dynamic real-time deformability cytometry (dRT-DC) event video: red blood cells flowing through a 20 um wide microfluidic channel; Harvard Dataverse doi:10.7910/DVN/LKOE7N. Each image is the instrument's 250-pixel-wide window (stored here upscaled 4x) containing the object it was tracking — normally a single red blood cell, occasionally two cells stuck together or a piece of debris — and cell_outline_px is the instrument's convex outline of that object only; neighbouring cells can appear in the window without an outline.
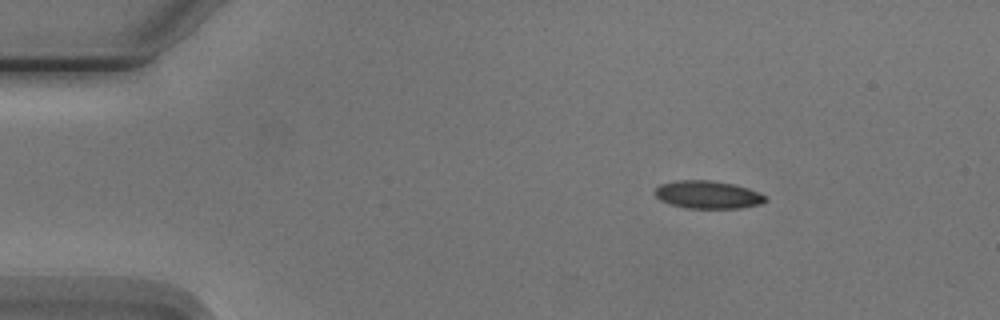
{"species": "Egyptian fruit bat (a non-hibernating species)", "species_latin": "Rousettus aegyptiacus", "temperature_condition": "cold", "stored_images_in_passage": 4, "camera_frame_rate_fps": 3000, "um_per_image_px": 0.085, "animal": {"sex": "male"}, "frame": {"image": 1, "passage_image": 2, "time_ms": 1.333, "image_size_px": [1000, 320], "cell_outline_px": [[768, 200], [760, 204], [740, 208], [688, 208], [672, 204], [660, 200], [656, 196], [656, 188], [660, 184], [676, 180], [712, 180], [732, 184], [748, 188], [760, 192], [768, 196]], "centroid_in_image_um": [60.21, 16.54], "position_along_channel_um": 24.8, "area_um2": 17.92}}